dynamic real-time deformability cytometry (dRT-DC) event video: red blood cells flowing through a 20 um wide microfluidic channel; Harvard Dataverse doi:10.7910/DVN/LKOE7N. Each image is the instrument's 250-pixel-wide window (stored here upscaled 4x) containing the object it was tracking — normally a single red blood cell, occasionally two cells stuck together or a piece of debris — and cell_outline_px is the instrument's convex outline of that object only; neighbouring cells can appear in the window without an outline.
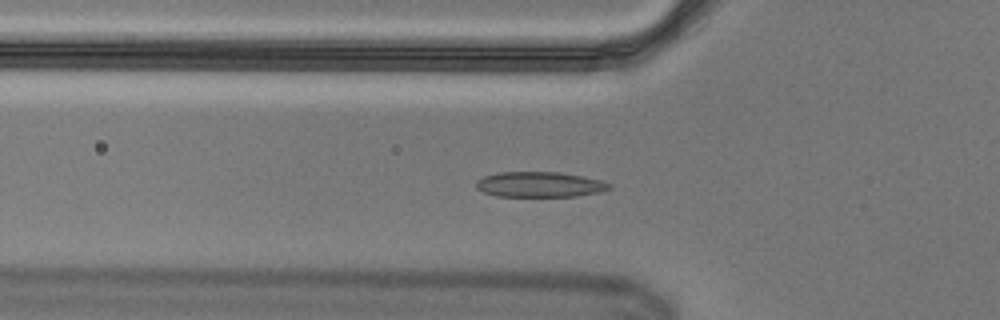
{"species": "Egyptian fruit bat (a non-hibernating species)", "species_latin": "Rousettus aegyptiacus", "temperature_condition": "cold", "stored_images_in_passage": 39, "camera_frame_rate_fps": 3000, "um_per_image_px": 0.085, "animal": {"sex": "male"}, "frame": {"image": 1, "passage_image": 17, "time_ms": 5.333, "image_size_px": [1000, 320], "cell_outline_px": [[588, 180], [584, 192], [564, 196], [508, 196], [492, 192], [492, 176], [520, 172], [540, 172], [572, 176]], "centroid_in_image_um": [45.68, 15.69], "position_along_channel_um": 80.1, "area_um2": 14.28}}